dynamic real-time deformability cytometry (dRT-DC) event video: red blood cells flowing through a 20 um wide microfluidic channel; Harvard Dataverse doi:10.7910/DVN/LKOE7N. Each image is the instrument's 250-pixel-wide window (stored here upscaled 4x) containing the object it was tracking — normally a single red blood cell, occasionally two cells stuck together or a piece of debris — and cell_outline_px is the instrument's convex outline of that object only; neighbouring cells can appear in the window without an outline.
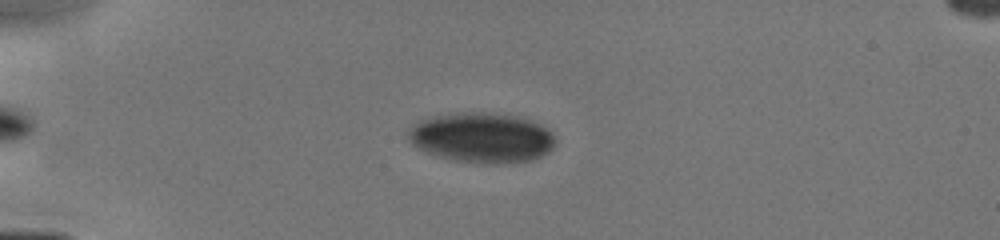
{"species": "human", "species_latin": "Homo sapiens", "temperature_condition": "cold", "stored_images_in_passage": 43, "camera_frame_rate_fps": 3000, "um_per_image_px": 0.085, "donor": {"sex": "male"}, "frame": {"image": 1, "passage_image": 10, "time_ms": 3.333, "image_size_px": [1000, 240], "cell_outline_px": [[556, 140], [552, 148], [548, 152], [532, 160], [512, 164], [484, 164], [456, 160], [440, 156], [428, 152], [420, 148], [408, 136], [408, 128], [420, 120], [432, 116], [456, 112], [488, 112], [524, 116], [548, 128], [552, 132]], "centroid_in_image_um": [41.03, 11.68], "position_along_channel_um": 44.0, "area_um2": 43.35}}
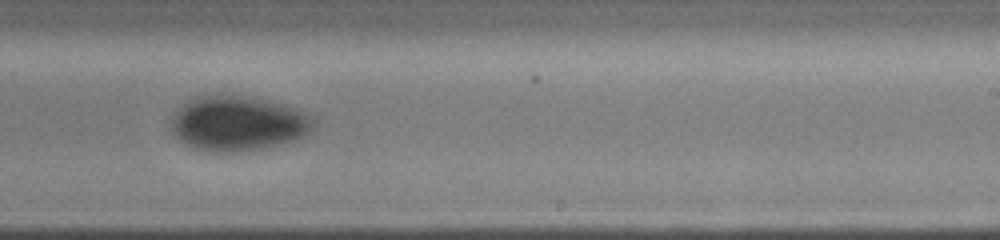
{"frame": {"image": 2, "passage_image": 26, "time_ms": 9.333, "image_size_px": [1000, 240], "cell_outline_px": [[316, 120], [312, 128], [308, 132], [296, 140], [264, 148], [236, 152], [216, 152], [196, 148], [184, 144], [172, 132], [172, 116], [176, 108], [188, 100], [196, 96], [220, 92], [248, 96], [284, 104]], "centroid_in_image_um": [20.16, 10.46], "position_along_channel_um": 268.8, "area_um2": 45.89}}
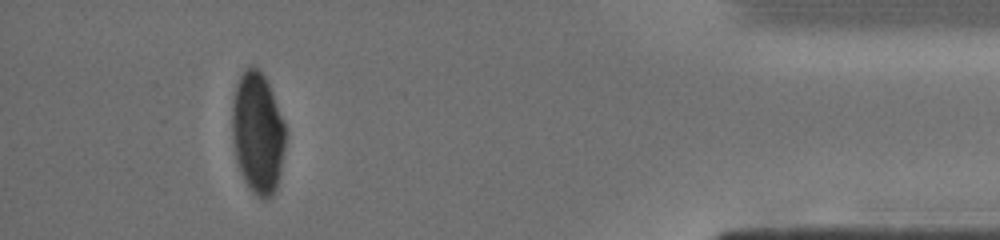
{"frame": {"image": 3, "passage_image": 40, "time_ms": 13.667, "image_size_px": [1000, 240], "cell_outline_px": [[284, 148], [280, 172], [276, 188], [272, 196], [268, 200], [264, 200], [256, 196], [252, 192], [244, 180], [240, 172], [236, 160], [232, 140], [232, 100], [236, 84], [244, 68], [252, 64], [264, 76], [272, 92], [284, 124]], "centroid_in_image_um": [21.87, 11.31], "position_along_channel_um": 413.3, "area_um2": 37.74}}